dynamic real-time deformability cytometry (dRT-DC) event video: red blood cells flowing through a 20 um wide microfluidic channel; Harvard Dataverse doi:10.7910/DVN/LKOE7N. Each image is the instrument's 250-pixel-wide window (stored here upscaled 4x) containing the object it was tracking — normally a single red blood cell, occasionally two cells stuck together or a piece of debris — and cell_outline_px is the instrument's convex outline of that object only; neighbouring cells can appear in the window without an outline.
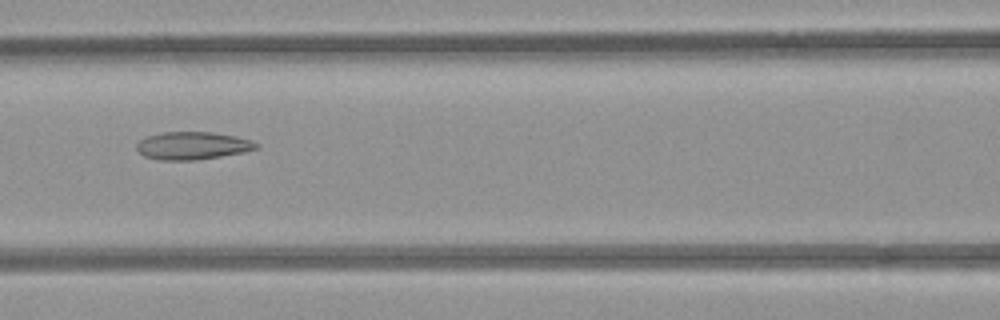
{"species": "common noctule bat (a hibernating species)", "species_latin": "Nyctalus noctula", "temperature_condition": "room temperature", "stored_images_in_passage": 7, "camera_frame_rate_fps": 3000, "um_per_image_px": 0.085, "animal": {"sex": "female", "body_mass_g": 21.9}, "frame": {"image": 1, "passage_image": 7, "time_ms": 7.667, "image_size_px": [1000, 320], "cell_outline_px": [[260, 148], [244, 152], [196, 160], [160, 160], [144, 156], [136, 148], [136, 144], [140, 140], [148, 136], [164, 132], [212, 132], [236, 136], [260, 144]], "centroid_in_image_um": [16.38, 12.38], "position_along_channel_um": 150.2, "area_um2": 19.25}}